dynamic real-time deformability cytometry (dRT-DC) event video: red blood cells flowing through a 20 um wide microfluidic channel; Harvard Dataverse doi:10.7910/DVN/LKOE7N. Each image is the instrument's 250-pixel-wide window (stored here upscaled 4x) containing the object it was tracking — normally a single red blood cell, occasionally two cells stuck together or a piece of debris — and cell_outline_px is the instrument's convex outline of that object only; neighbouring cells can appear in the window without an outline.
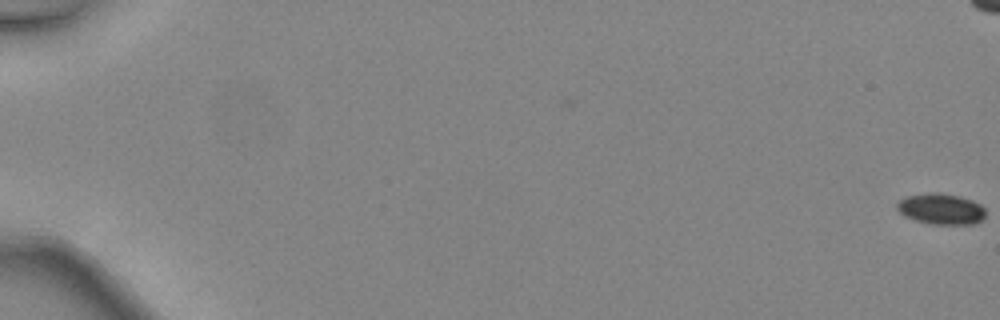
{"species": "common noctule bat (a hibernating species)", "species_latin": "Nyctalus noctula", "temperature_condition": "warm", "stored_images_in_passage": 13, "camera_frame_rate_fps": 3000, "um_per_image_px": 0.085, "animal": {"sex": "female", "body_mass_g": 24.6, "forearm_length_mm": 56.2}, "frame": {"image": 1, "passage_image": 1, "time_ms": 0.0, "image_size_px": [1000, 320], "cell_outline_px": [[984, 216], [980, 220], [972, 224], [932, 224], [916, 220], [904, 216], [896, 208], [896, 204], [900, 200], [908, 196], [936, 192], [960, 196], [972, 200], [980, 204], [984, 208]], "centroid_in_image_um": [79.98, 17.76], "position_along_channel_um": 5.0, "area_um2": 15.72}}